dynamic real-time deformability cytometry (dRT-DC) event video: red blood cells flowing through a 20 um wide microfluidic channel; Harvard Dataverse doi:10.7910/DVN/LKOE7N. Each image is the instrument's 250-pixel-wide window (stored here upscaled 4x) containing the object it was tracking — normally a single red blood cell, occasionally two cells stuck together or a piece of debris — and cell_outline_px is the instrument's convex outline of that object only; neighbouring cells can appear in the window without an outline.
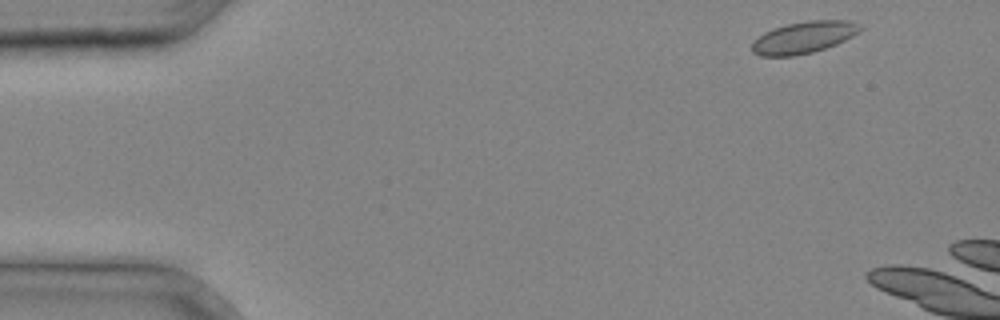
{"species": "common noctule bat (a hibernating species)", "species_latin": "Nyctalus noctula", "temperature_condition": "cold", "stored_images_in_passage": 5, "camera_frame_rate_fps": 3000, "um_per_image_px": 0.085, "animal": {"sex": "male", "body_mass_g": 20.4}, "frame": {"image": 1, "passage_image": 2, "time_ms": 0.333, "image_size_px": [1000, 320], "cell_outline_px": [[864, 28], [860, 32], [836, 44], [812, 52], [792, 56], [760, 56], [752, 52], [752, 44], [764, 32], [772, 28], [788, 24], [808, 20], [848, 20], [860, 24]], "centroid_in_image_um": [68.34, 3.17], "position_along_channel_um": 16.7, "area_um2": 20.0}}